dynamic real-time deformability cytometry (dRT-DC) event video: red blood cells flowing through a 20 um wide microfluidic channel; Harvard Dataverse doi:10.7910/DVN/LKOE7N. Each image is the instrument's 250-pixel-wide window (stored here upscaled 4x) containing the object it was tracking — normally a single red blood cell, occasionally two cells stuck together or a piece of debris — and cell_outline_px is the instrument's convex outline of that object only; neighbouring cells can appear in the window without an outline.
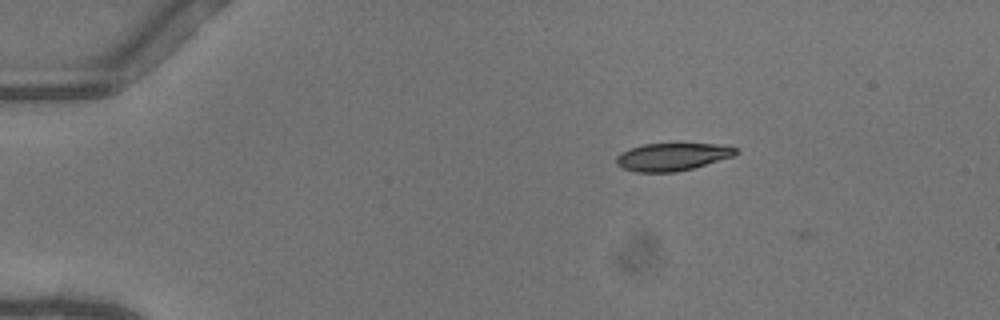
{"species": "common noctule bat (a hibernating species)", "species_latin": "Nyctalus noctula", "temperature_condition": "warm", "stored_images_in_passage": 3, "camera_frame_rate_fps": 3000, "um_per_image_px": 0.085, "animal": {"sex": "female"}, "frame": {"image": 1, "passage_image": 2, "time_ms": 0.333, "image_size_px": [1000, 320], "cell_outline_px": [[740, 152], [732, 156], [692, 168], [676, 172], [636, 172], [624, 168], [616, 164], [616, 156], [620, 152], [644, 144], [716, 144], [740, 148]], "centroid_in_image_um": [57.14, 13.33], "position_along_channel_um": 27.9, "area_um2": 19.07}}